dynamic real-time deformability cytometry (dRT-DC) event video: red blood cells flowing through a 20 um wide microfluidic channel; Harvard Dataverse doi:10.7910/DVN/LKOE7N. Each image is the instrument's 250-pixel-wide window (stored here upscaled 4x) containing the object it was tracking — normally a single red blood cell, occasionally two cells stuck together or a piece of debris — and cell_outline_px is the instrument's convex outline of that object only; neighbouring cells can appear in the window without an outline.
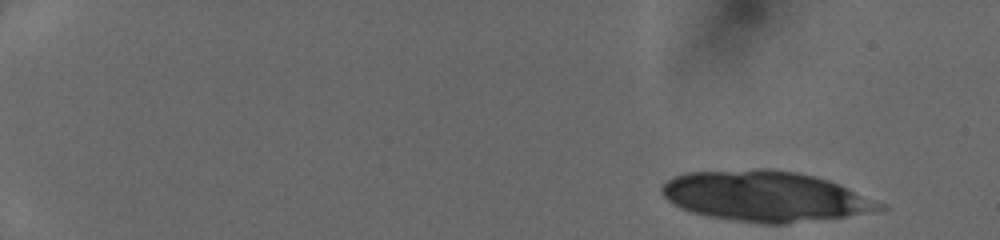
{"species": "human", "species_latin": "Homo sapiens", "temperature_condition": "cold", "stored_images_in_passage": 21, "camera_frame_rate_fps": 3000, "um_per_image_px": 0.085, "donor": {"sex": "female"}, "frame": {"image": 1, "passage_image": 1, "time_ms": 0.0, "image_size_px": [1000, 240], "cell_outline_px": [[888, 208], [876, 212], [784, 224], [760, 224], [732, 220], [708, 216], [692, 212], [680, 208], [668, 200], [664, 196], [660, 188], [672, 176], [688, 172], [756, 168], [772, 168], [796, 172], [828, 180], [840, 184], [888, 204]], "centroid_in_image_um": [65.1, 16.68], "position_along_channel_um": 19.9, "area_um2": 64.5}}